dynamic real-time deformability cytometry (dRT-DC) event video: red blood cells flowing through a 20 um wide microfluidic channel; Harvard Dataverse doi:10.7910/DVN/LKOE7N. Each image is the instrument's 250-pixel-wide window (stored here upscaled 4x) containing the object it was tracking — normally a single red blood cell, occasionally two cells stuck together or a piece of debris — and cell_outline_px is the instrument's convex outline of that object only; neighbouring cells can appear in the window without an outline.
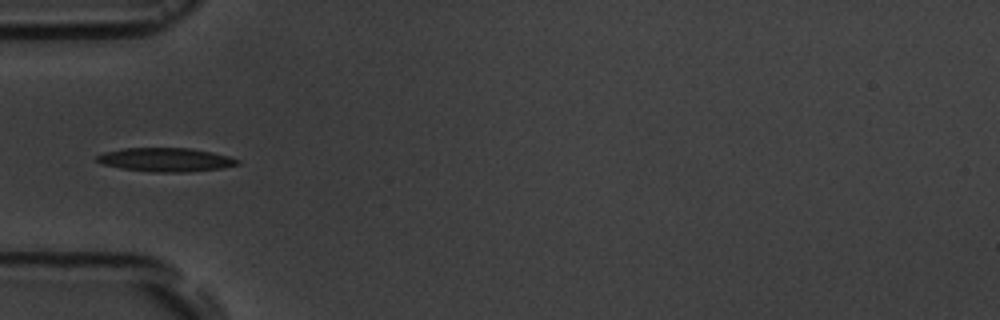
{"species": "common noctule bat (a hibernating species)", "species_latin": "Nyctalus noctula", "temperature_condition": "room temperature", "stored_images_in_passage": 7, "camera_frame_rate_fps": 3000, "um_per_image_px": 0.085, "animal": {"sex": "male", "body_mass_g": 19.5, "forearm_length_mm": 54.6}, "frame": {"image": 1, "passage_image": 5, "time_ms": 5.333, "image_size_px": [1000, 320], "cell_outline_px": [[240, 164], [224, 168], [188, 172], [152, 172], [120, 168], [100, 164], [96, 160], [96, 156], [104, 152], [124, 148], [192, 148], [212, 152], [228, 156], [240, 160]], "centroid_in_image_um": [14.09, 13.58], "position_along_channel_um": 70.9, "area_um2": 19.65}}
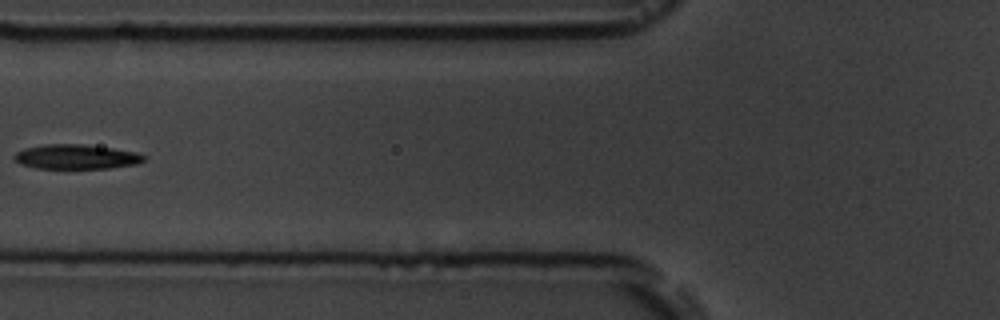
{"frame": {"image": 2, "passage_image": 6, "time_ms": 6.667, "image_size_px": [1000, 320], "cell_outline_px": [[144, 160], [136, 164], [112, 168], [36, 168], [20, 164], [12, 156], [16, 152], [24, 148], [44, 144], [84, 144], [112, 148], [136, 152], [144, 156]], "centroid_in_image_um": [6.44, 13.32], "position_along_channel_um": 119.4, "area_um2": 18.55}}
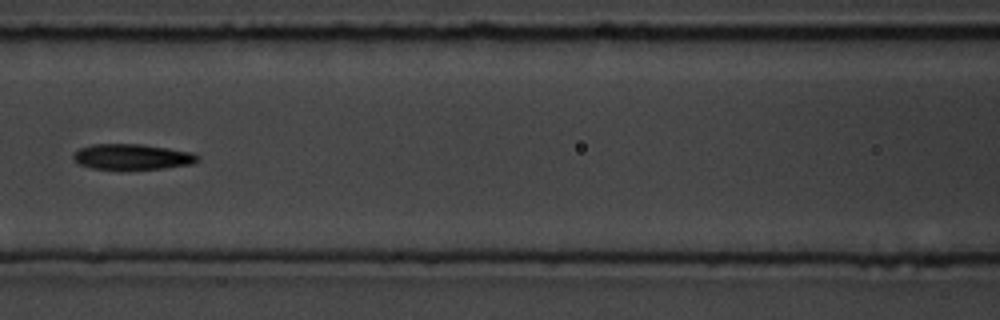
{"frame": {"image": 3, "passage_image": 7, "time_ms": 7.667, "image_size_px": [1000, 320], "cell_outline_px": [[200, 160], [192, 164], [164, 168], [120, 172], [92, 168], [80, 164], [72, 156], [72, 152], [80, 148], [92, 144], [144, 144], [192, 152], [200, 156]], "centroid_in_image_um": [11.23, 13.36], "position_along_channel_um": 155.4, "area_um2": 19.36}}